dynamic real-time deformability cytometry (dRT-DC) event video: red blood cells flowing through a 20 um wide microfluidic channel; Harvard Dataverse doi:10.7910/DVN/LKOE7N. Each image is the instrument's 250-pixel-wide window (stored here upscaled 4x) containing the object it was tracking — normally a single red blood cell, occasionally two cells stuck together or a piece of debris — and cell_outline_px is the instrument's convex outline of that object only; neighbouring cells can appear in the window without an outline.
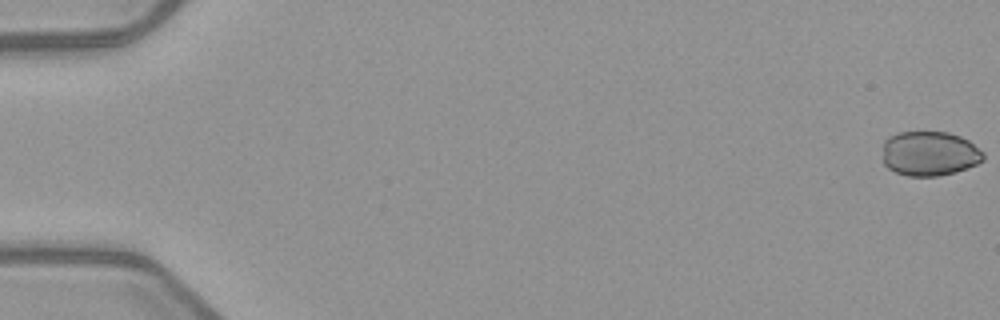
{"species": "common noctule bat (a hibernating species)", "species_latin": "Nyctalus noctula", "temperature_condition": "warm", "stored_images_in_passage": 7, "camera_frame_rate_fps": 3000, "um_per_image_px": 0.085, "animal": {"sex": "female", "body_mass_g": 21.9}, "frame": {"image": 1, "passage_image": 1, "time_ms": 0.0, "image_size_px": [1000, 320], "cell_outline_px": [[984, 160], [968, 168], [956, 172], [936, 176], [908, 176], [896, 172], [888, 168], [884, 164], [884, 140], [888, 136], [900, 132], [948, 132], [960, 136], [968, 140], [984, 152]], "centroid_in_image_um": [79.03, 13.05], "position_along_channel_um": 6.0, "area_um2": 26.3}}
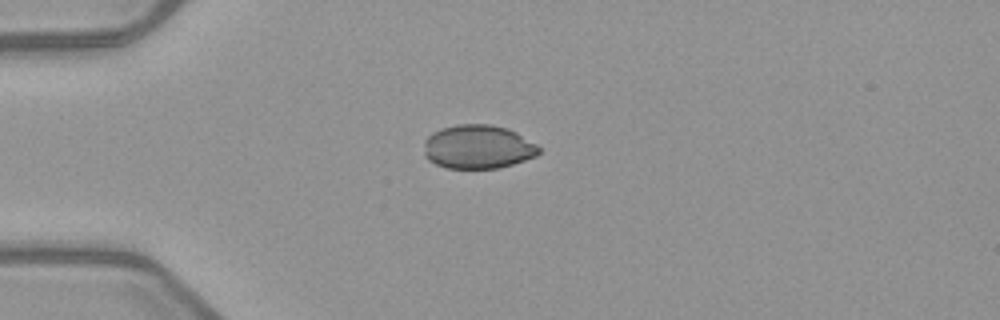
{"frame": {"image": 2, "passage_image": 5, "time_ms": 4.667, "image_size_px": [1000, 320], "cell_outline_px": [[540, 152], [536, 156], [512, 164], [496, 168], [448, 168], [436, 164], [428, 160], [424, 156], [424, 140], [432, 132], [440, 128], [456, 124], [488, 124], [508, 128], [516, 132], [536, 144], [540, 148]], "centroid_in_image_um": [40.6, 12.47], "position_along_channel_um": 44.4, "area_um2": 29.48}}
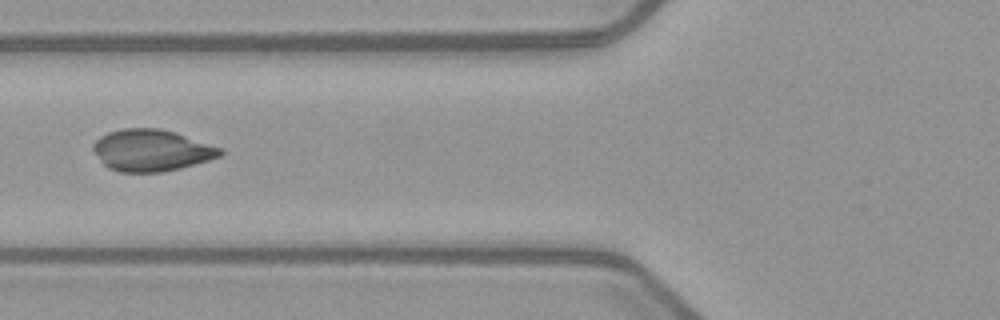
{"frame": {"image": 3, "passage_image": 7, "time_ms": 7.0, "image_size_px": [1000, 320], "cell_outline_px": [[224, 152], [220, 156], [196, 164], [180, 168], [160, 172], [120, 172], [108, 168], [100, 160], [92, 148], [92, 144], [100, 136], [108, 132], [124, 128], [160, 128], [176, 132], [224, 148]], "centroid_in_image_um": [12.9, 12.77], "position_along_channel_um": 112.9, "area_um2": 31.04}}